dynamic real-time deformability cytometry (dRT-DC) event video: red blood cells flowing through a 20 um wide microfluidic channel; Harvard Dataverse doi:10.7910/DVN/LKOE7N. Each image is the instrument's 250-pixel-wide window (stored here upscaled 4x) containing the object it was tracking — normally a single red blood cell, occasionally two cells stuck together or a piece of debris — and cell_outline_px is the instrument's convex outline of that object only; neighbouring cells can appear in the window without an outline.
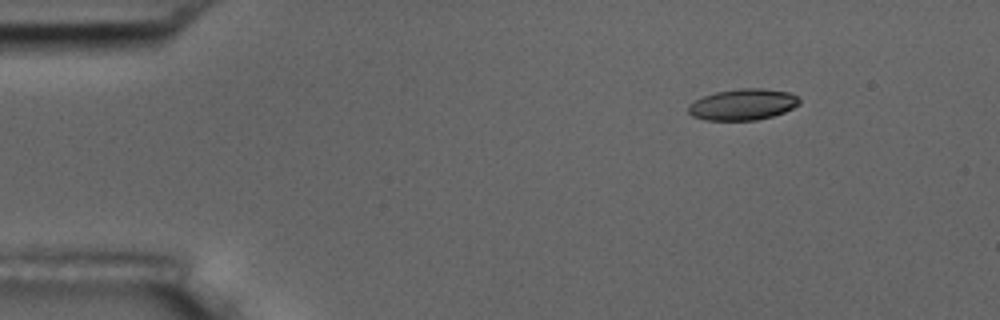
{"species": "common noctule bat (a hibernating species)", "species_latin": "Nyctalus noctula", "temperature_condition": "room temperature", "stored_images_in_passage": 7, "camera_frame_rate_fps": 3000, "um_per_image_px": 0.085, "animal": {"sex": "male", "body_mass_g": 17.5, "forearm_length_mm": 52.3}, "frame": {"image": 1, "passage_image": 1, "time_ms": 0.0, "image_size_px": [1000, 320], "cell_outline_px": [[800, 104], [784, 112], [772, 116], [756, 120], [704, 120], [692, 116], [688, 112], [688, 104], [704, 96], [716, 92], [740, 88], [764, 88], [792, 92], [800, 100]], "centroid_in_image_um": [63.15, 8.87], "position_along_channel_um": 21.8, "area_um2": 20.29}}
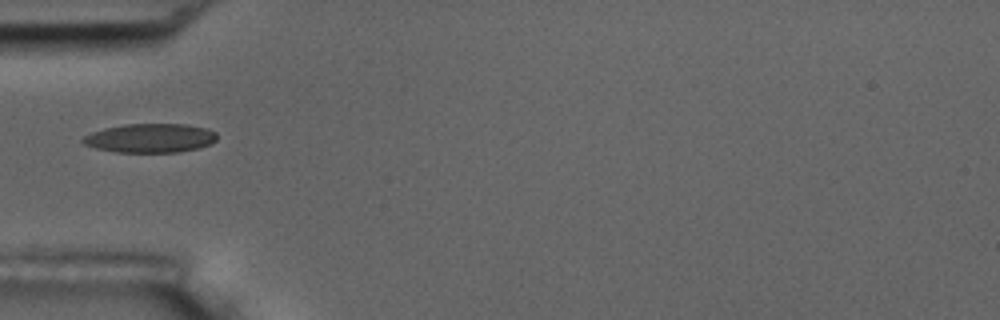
{"frame": {"image": 2, "passage_image": 4, "time_ms": 1.0, "image_size_px": [1000, 320], "cell_outline_px": [[216, 140], [212, 144], [200, 148], [176, 152], [116, 152], [96, 148], [84, 144], [80, 140], [84, 136], [92, 132], [104, 128], [124, 124], [184, 124], [208, 128], [216, 132]], "centroid_in_image_um": [12.79, 11.73], "position_along_channel_um": 72.2, "area_um2": 22.77}}
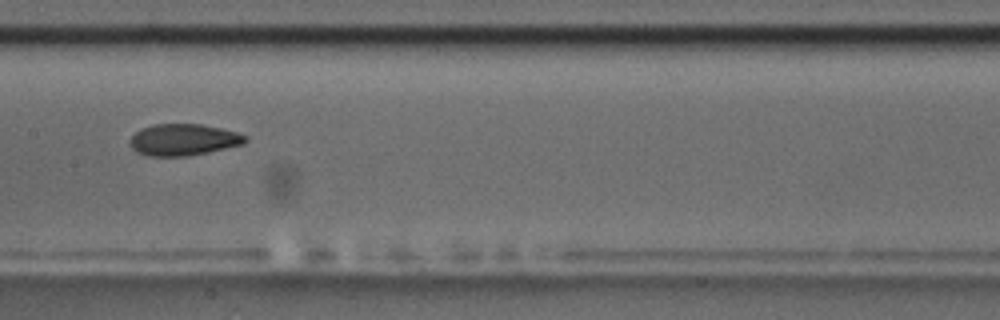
{"frame": {"image": 3, "passage_image": 7, "time_ms": 2.0, "image_size_px": [1000, 320], "cell_outline_px": [[248, 140], [244, 144], [208, 152], [184, 156], [148, 156], [136, 152], [132, 148], [132, 136], [140, 128], [152, 124], [200, 124], [220, 128], [236, 132], [248, 136]], "centroid_in_image_um": [15.61, 11.87], "position_along_channel_um": 191.8, "area_um2": 21.15}}